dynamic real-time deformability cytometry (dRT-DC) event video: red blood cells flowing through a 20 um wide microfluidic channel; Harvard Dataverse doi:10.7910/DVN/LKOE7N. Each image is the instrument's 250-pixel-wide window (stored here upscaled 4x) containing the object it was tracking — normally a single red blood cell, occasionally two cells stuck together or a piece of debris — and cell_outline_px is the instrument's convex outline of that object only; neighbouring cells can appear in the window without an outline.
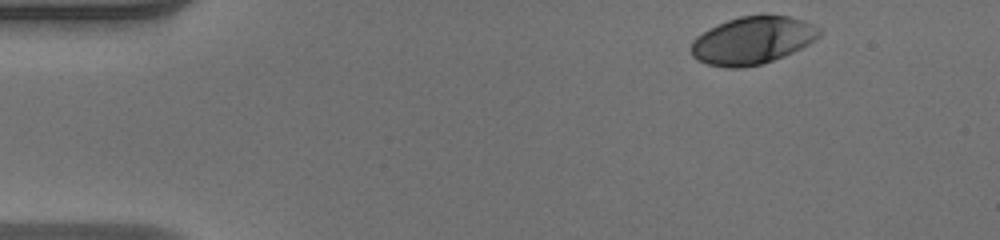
{"species": "human", "species_latin": "Homo sapiens", "temperature_condition": "warm", "stored_images_in_passage": 38, "camera_frame_rate_fps": 3000, "um_per_image_px": 0.085, "donor": {"sex": "male"}, "frame": {"image": 1, "passage_image": 1, "time_ms": 0.0, "image_size_px": [1000, 240], "cell_outline_px": [[820, 36], [816, 40], [784, 56], [760, 64], [740, 68], [728, 68], [708, 64], [696, 60], [692, 56], [688, 48], [692, 40], [696, 36], [708, 28], [728, 20], [740, 16], [760, 12], [764, 12], [788, 16], [812, 24], [820, 28]], "centroid_in_image_um": [63.92, 3.4], "position_along_channel_um": 21.1, "area_um2": 36.18}}
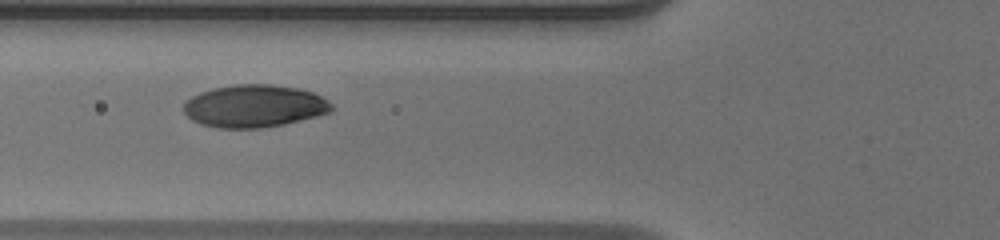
{"frame": {"image": 2, "passage_image": 14, "time_ms": 4.333, "image_size_px": [1000, 240], "cell_outline_px": [[332, 108], [328, 112], [316, 116], [284, 124], [260, 128], [216, 128], [200, 124], [192, 120], [184, 112], [184, 100], [200, 92], [212, 88], [236, 84], [268, 84], [300, 88], [312, 92], [328, 100], [332, 104]], "centroid_in_image_um": [21.58, 9.01], "position_along_channel_um": 104.2, "area_um2": 36.7}}
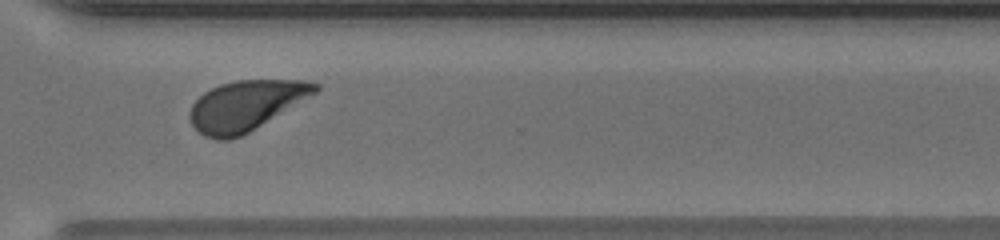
{"frame": {"image": 3, "passage_image": 32, "time_ms": 10.333, "image_size_px": [1000, 240], "cell_outline_px": [[320, 88], [316, 92], [248, 132], [240, 136], [228, 140], [216, 140], [204, 136], [192, 124], [188, 116], [188, 112], [192, 104], [204, 92], [220, 84], [236, 80], [308, 80], [320, 84]], "centroid_in_image_um": [20.86, 8.96], "position_along_channel_um": 349.7, "area_um2": 36.18}, "authors_computed_cell_mechanics": {"area_um2": 36.125, "velocity_mm_per_s": 4.0902, "shape_relaxation_time_tau1_ms": 1.9462, "shape_relaxation_time_tau2_ms": null, "deformation_change_tau1": 0.1421, "deformation_change_tau2": null}}